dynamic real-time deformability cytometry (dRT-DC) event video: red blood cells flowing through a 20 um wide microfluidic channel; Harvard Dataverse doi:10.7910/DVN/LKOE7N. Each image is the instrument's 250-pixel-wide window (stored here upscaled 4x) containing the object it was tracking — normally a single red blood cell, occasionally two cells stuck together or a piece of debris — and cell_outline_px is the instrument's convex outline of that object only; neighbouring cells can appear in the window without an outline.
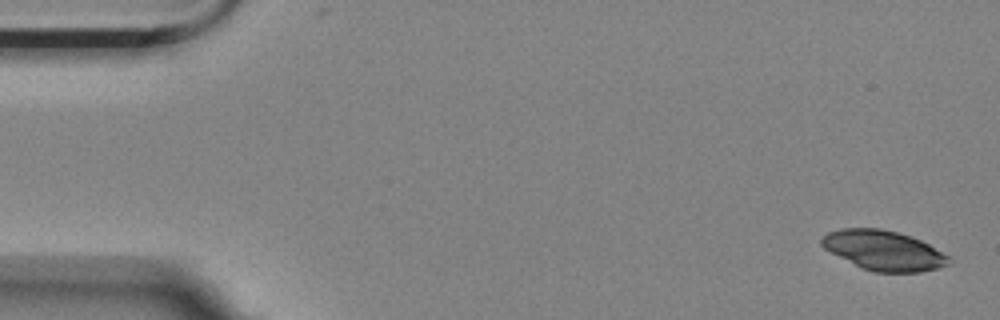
{"species": "Egyptian fruit bat (a non-hibernating species)", "species_latin": "Rousettus aegyptiacus", "temperature_condition": "room temperature", "stored_images_in_passage": 5, "camera_frame_rate_fps": 3000, "um_per_image_px": 0.085, "animal": {"sex": "female"}, "frame": {"image": 1, "passage_image": 1, "time_ms": 0.0, "image_size_px": [1000, 320], "cell_outline_px": [[952, 264], [940, 268], [920, 272], [872, 272], [824, 248], [820, 244], [820, 240], [828, 232], [840, 228], [880, 228], [896, 232], [920, 240], [928, 244], [948, 256], [952, 260]], "centroid_in_image_um": [75.15, 21.29], "position_along_channel_um": 9.9, "area_um2": 29.13}}
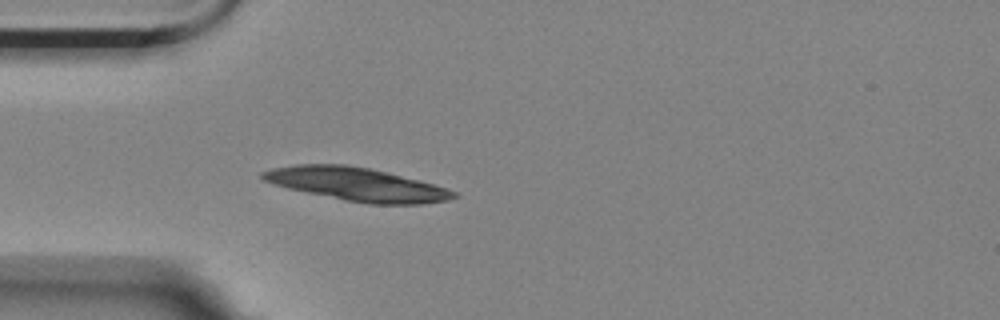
{"frame": {"image": 2, "passage_image": 5, "time_ms": 1.333, "image_size_px": [1000, 320], "cell_outline_px": [[460, 196], [448, 200], [420, 204], [368, 204], [344, 200], [288, 188], [272, 184], [260, 180], [260, 172], [272, 168], [296, 164], [344, 164], [368, 168], [388, 172], [420, 180], [448, 188], [456, 192]], "centroid_in_image_um": [30.32, 15.66], "position_along_channel_um": 54.7, "area_um2": 37.22}}